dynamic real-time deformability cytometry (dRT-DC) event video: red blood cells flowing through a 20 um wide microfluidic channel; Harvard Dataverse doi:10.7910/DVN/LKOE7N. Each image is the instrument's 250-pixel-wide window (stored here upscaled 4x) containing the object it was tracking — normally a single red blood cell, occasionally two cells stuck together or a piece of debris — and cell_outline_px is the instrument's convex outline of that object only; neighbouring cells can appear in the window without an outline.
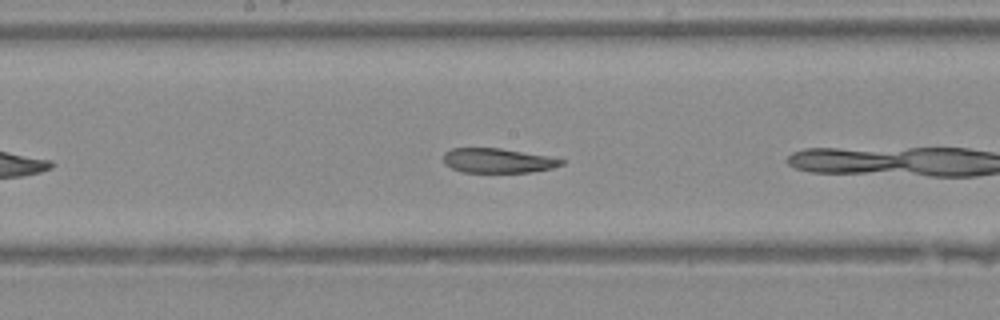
{"species": "Egyptian fruit bat (a non-hibernating species)", "species_latin": "Rousettus aegyptiacus", "temperature_condition": "warm", "stored_images_in_passage": 10, "camera_frame_rate_fps": 3000, "um_per_image_px": 0.085, "animal": {"sex": "female"}, "frame": {"image": 1, "passage_image": 8, "time_ms": 2.333, "image_size_px": [1000, 320], "cell_outline_px": [[564, 164], [552, 168], [528, 172], [464, 172], [452, 168], [444, 164], [444, 152], [452, 148], [500, 148], [548, 156], [564, 160]], "centroid_in_image_um": [42.3, 13.65], "position_along_channel_um": 205.9, "area_um2": 16.76}}